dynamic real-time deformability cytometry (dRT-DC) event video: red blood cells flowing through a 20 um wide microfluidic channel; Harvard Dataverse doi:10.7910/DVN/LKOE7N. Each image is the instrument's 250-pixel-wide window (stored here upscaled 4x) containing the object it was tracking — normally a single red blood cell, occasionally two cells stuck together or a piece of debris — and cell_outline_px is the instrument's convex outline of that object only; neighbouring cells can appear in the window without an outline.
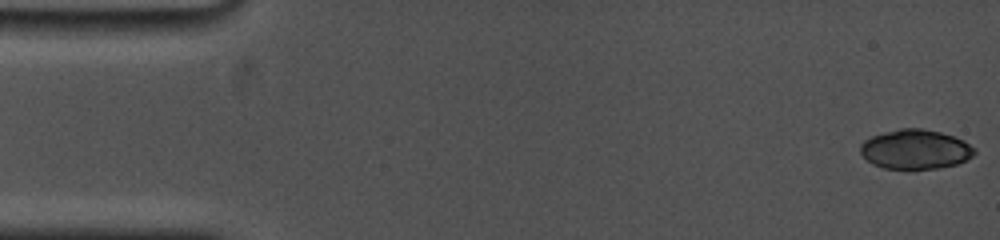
{"species": "common noctule bat (a hibernating species)", "species_latin": "Nyctalus noctula", "temperature_condition": "cold", "stored_images_in_passage": 12, "camera_frame_rate_fps": 5000, "um_per_image_px": 0.085, "animal": {"sex": "female", "body_mass_g": 19.0, "forearm_length_mm": 53.3}, "frame": {"image": 1, "passage_image": 1, "time_ms": 0.0, "image_size_px": [1000, 240], "cell_outline_px": [[976, 152], [972, 156], [956, 164], [940, 168], [912, 172], [884, 168], [872, 164], [860, 152], [860, 144], [864, 140], [872, 136], [884, 132], [900, 128], [920, 128], [940, 132], [964, 140], [976, 148]], "centroid_in_image_um": [77.8, 12.73], "position_along_channel_um": 7.2, "area_um2": 26.93}}
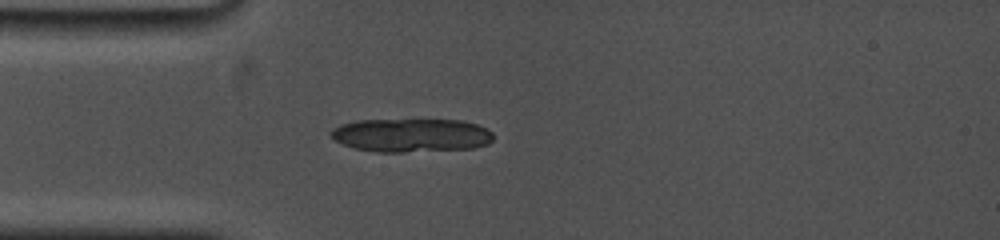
{"frame": {"image": 2, "passage_image": 12, "time_ms": 4.4, "image_size_px": [1000, 240], "cell_outline_px": [[492, 140], [488, 144], [476, 148], [404, 152], [376, 152], [352, 148], [336, 140], [328, 132], [332, 128], [340, 124], [356, 120], [460, 120], [476, 124], [492, 132]], "centroid_in_image_um": [34.92, 11.5], "position_along_channel_um": 50.1, "area_um2": 31.85}}